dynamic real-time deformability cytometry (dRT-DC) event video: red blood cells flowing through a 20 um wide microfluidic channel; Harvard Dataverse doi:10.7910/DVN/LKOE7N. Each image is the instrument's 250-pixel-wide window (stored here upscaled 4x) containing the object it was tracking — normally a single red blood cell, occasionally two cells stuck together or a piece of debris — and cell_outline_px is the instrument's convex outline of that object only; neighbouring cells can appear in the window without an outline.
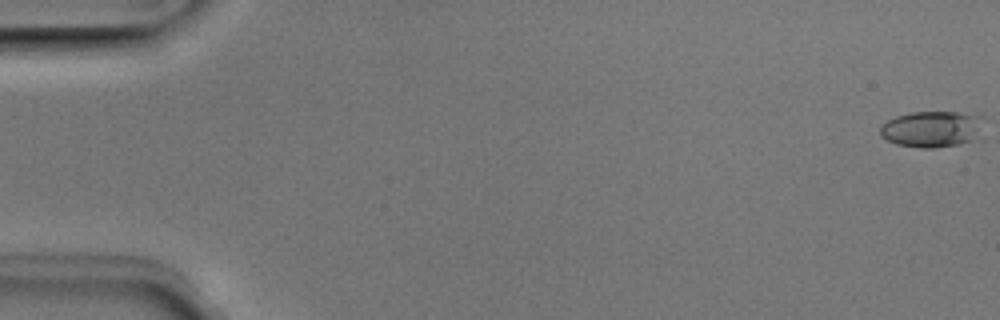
{"species": "Egyptian fruit bat (a non-hibernating species)", "species_latin": "Rousettus aegyptiacus", "temperature_condition": "room temperature", "stored_images_in_passage": 52, "camera_frame_rate_fps": 3000, "um_per_image_px": 0.085, "animal": {"sex": "male"}, "frame": {"image": 1, "passage_image": 1, "time_ms": 0.0, "image_size_px": [1000, 320], "cell_outline_px": [[984, 116], [976, 140], [936, 148], [920, 148], [896, 144], [880, 136], [880, 128], [888, 120], [896, 116], [912, 112], [956, 112]], "centroid_in_image_um": [79.21, 10.97], "position_along_channel_um": 5.8, "area_um2": 21.79}}
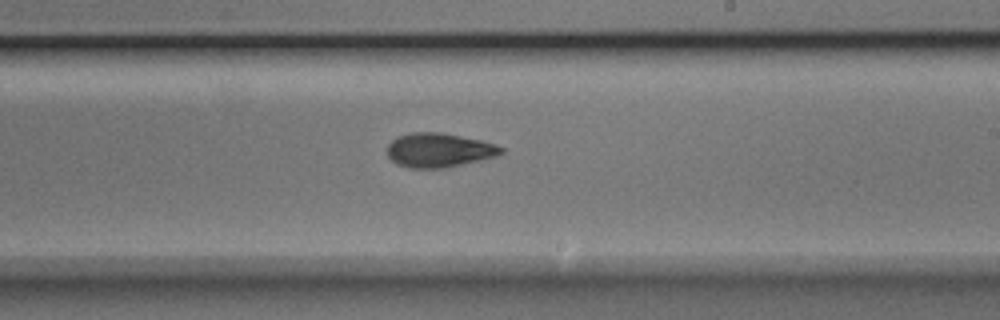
{"frame": {"image": 2, "passage_image": 31, "time_ms": 10.0, "image_size_px": [1000, 320], "cell_outline_px": [[504, 152], [496, 156], [480, 160], [444, 168], [408, 168], [396, 164], [388, 156], [388, 144], [392, 140], [400, 136], [412, 132], [440, 132], [484, 140], [496, 144], [504, 148]], "centroid_in_image_um": [37.34, 12.76], "position_along_channel_um": 251.7, "area_um2": 22.77}}
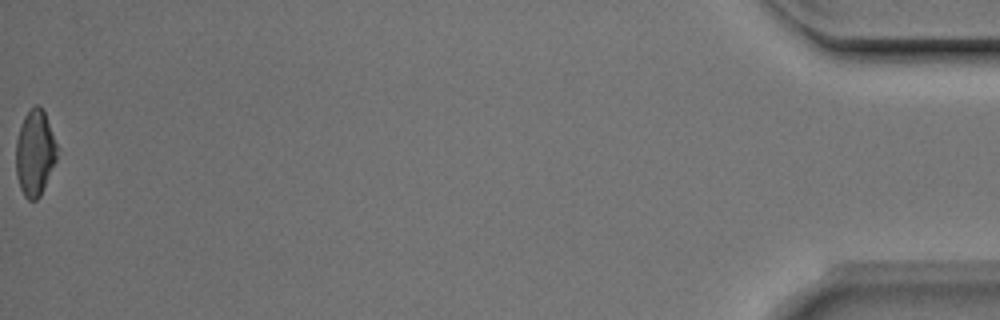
{"frame": {"image": 3, "passage_image": 52, "time_ms": 17.0, "image_size_px": [1000, 320], "cell_outline_px": [[60, 148], [56, 160], [40, 196], [36, 200], [28, 200], [24, 196], [20, 188], [16, 176], [16, 140], [20, 124], [24, 116], [36, 104], [44, 112]], "centroid_in_image_um": [2.98, 13.01], "position_along_channel_um": 432.2, "area_um2": 20.75}, "authors_computed_cell_mechanics": {"area_um2": 21.8195, "velocity_mm_per_s": 3.9969, "shape_relaxation_time_tau1_ms": 3.0471, "shape_relaxation_time_tau2_ms": 4.5696, "deformation_change_tau1": 0.1351, "deformation_change_tau2": 0.13}}